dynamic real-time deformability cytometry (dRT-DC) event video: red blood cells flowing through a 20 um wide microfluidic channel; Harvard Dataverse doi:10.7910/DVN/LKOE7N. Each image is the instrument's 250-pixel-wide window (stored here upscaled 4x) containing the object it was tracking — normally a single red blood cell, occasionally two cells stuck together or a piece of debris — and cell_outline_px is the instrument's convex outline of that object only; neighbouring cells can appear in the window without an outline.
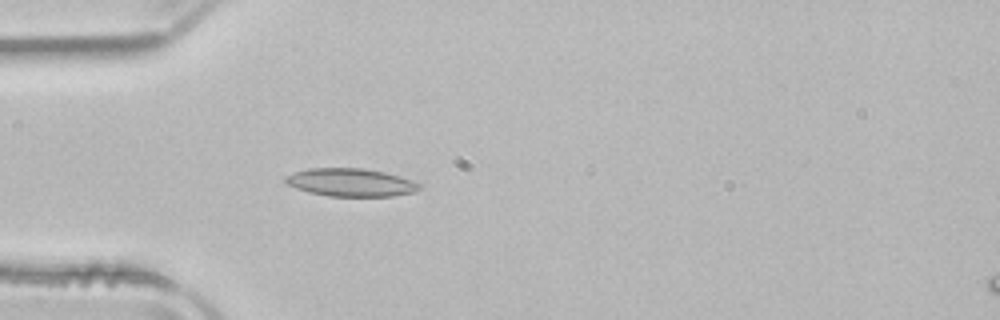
{"species": "common noctule bat (a hibernating species)", "species_latin": "Nyctalus noctula", "temperature_condition": "room temperature", "stored_images_in_passage": 43, "camera_frame_rate_fps": 3000, "um_per_image_px": 0.085, "animal": {"sex": "male", "body_mass_g": 21.5, "forearm_length_mm": 52.0}, "frame": {"image": 1, "passage_image": 6, "time_ms": 1.667, "image_size_px": [1000, 320], "cell_outline_px": [[420, 188], [416, 192], [392, 196], [328, 196], [308, 192], [296, 188], [288, 184], [284, 180], [284, 176], [308, 168], [364, 168], [384, 172], [412, 180], [420, 184]], "centroid_in_image_um": [29.81, 15.51], "position_along_channel_um": 55.2, "area_um2": 21.79}}
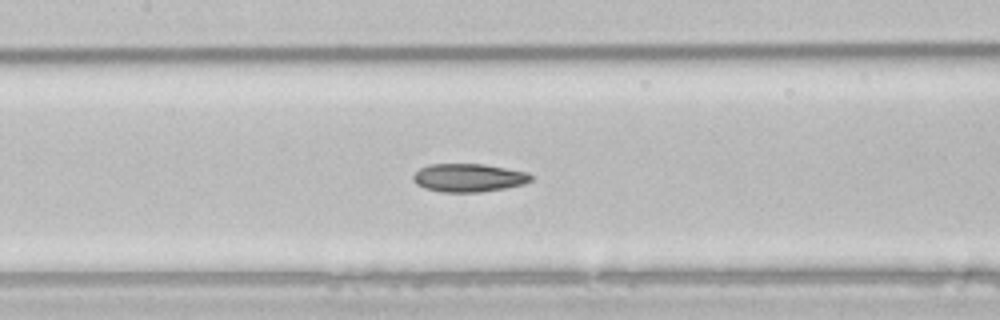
{"frame": {"image": 2, "passage_image": 15, "time_ms": 4.667, "image_size_px": [1000, 320], "cell_outline_px": [[532, 180], [520, 184], [504, 188], [480, 192], [440, 192], [424, 188], [416, 184], [412, 180], [412, 176], [420, 168], [428, 164], [484, 164], [528, 172], [532, 176]], "centroid_in_image_um": [39.78, 15.1], "position_along_channel_um": 167.6, "area_um2": 19.36}}
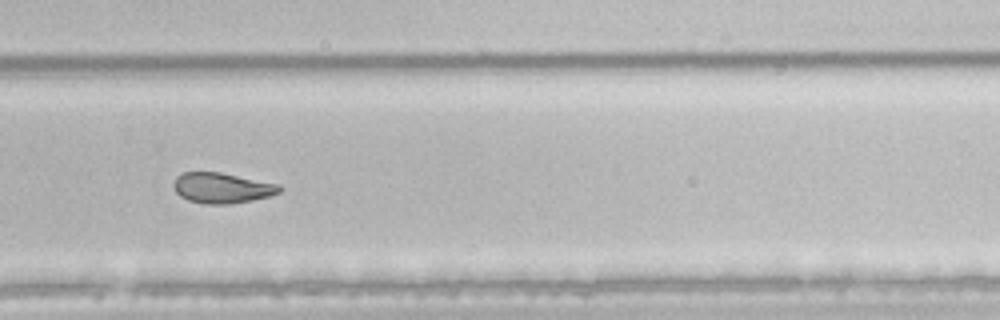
{"frame": {"image": 3, "passage_image": 26, "time_ms": 8.333, "image_size_px": [1000, 320], "cell_outline_px": [[284, 188], [280, 192], [268, 196], [252, 200], [228, 204], [204, 204], [188, 200], [180, 196], [176, 192], [172, 184], [176, 176], [184, 172], [220, 172], [280, 184]], "centroid_in_image_um": [18.87, 15.97], "position_along_channel_um": 310.9, "area_um2": 18.9}, "authors_computed_cell_mechanics": {"area_um2": 20.4612, "velocity_mm_per_s": 3.9368, "shape_relaxation_time_tau1_ms": null, "shape_relaxation_time_tau2_ms": 3.666, "deformation_change_tau1": null, "deformation_change_tau2": 0.1038}}